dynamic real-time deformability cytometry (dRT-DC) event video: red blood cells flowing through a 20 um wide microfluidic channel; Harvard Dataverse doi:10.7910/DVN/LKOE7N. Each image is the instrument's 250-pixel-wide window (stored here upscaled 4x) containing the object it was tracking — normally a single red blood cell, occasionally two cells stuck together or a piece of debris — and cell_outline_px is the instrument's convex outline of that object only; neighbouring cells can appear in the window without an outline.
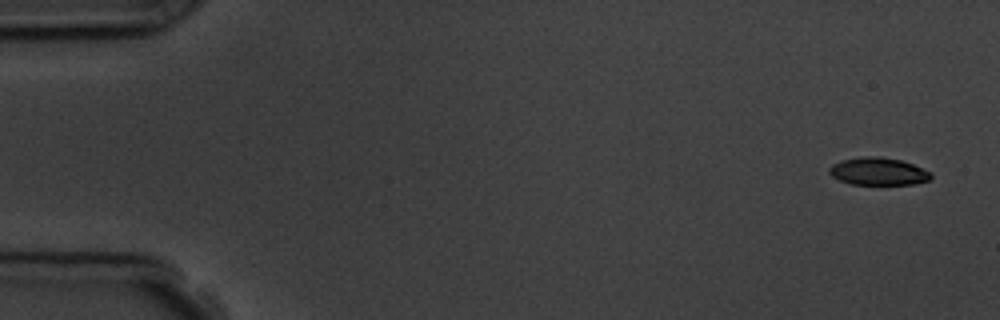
{"species": "common noctule bat (a hibernating species)", "species_latin": "Nyctalus noctula", "temperature_condition": "room temperature", "stored_images_in_passage": 4, "camera_frame_rate_fps": 3000, "um_per_image_px": 0.085, "animal": {"sex": "male", "body_mass_g": 19.5, "forearm_length_mm": 54.6}, "frame": {"image": 1, "passage_image": 1, "time_ms": 0.0, "image_size_px": [1000, 320], "cell_outline_px": [[932, 176], [928, 180], [912, 184], [852, 184], [840, 180], [832, 176], [828, 172], [828, 168], [832, 164], [840, 160], [864, 156], [880, 156], [900, 160], [912, 164], [932, 172]], "centroid_in_image_um": [74.62, 14.56], "position_along_channel_um": 10.4, "area_um2": 16.3}}
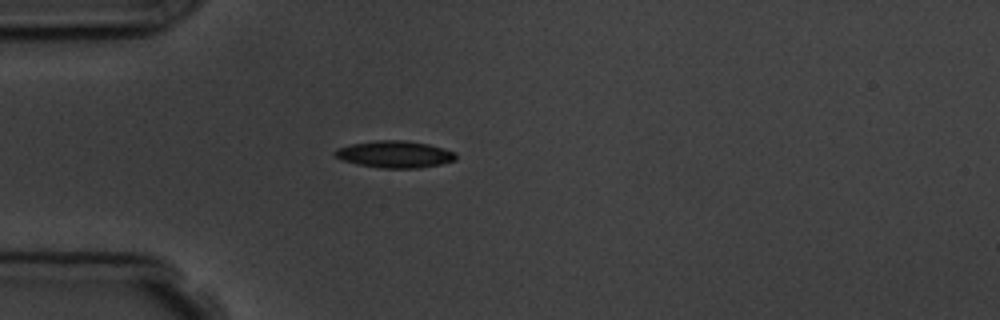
{"frame": {"image": 2, "passage_image": 4, "time_ms": 4.333, "image_size_px": [1000, 320], "cell_outline_px": [[456, 160], [440, 164], [420, 168], [384, 168], [356, 164], [332, 156], [332, 152], [336, 148], [352, 144], [376, 140], [408, 140], [428, 144], [444, 148], [456, 152]], "centroid_in_image_um": [33.54, 13.11], "position_along_channel_um": 51.5, "area_um2": 19.13}}